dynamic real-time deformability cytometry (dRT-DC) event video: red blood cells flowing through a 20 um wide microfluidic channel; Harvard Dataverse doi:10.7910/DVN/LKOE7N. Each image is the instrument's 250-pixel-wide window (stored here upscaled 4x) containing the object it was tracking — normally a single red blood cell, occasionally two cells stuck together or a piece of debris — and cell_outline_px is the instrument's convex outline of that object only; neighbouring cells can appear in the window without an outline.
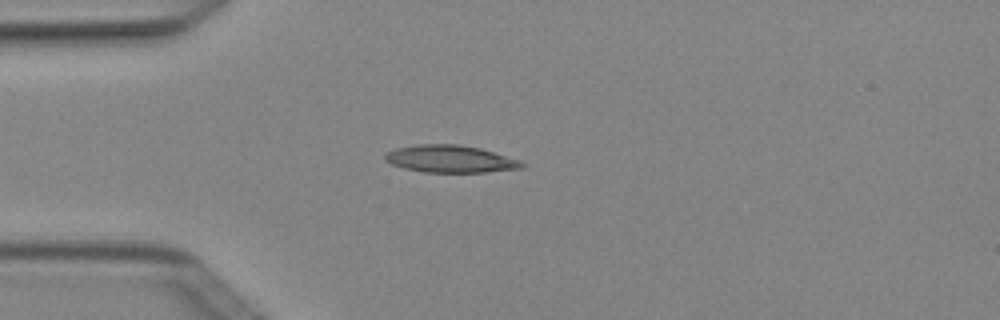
{"species": "Egyptian fruit bat (a non-hibernating species)", "species_latin": "Rousettus aegyptiacus", "temperature_condition": "cold", "stored_images_in_passage": 4, "camera_frame_rate_fps": 3000, "um_per_image_px": 0.085, "animal": {"sex": "female"}, "frame": {"image": 1, "passage_image": 4, "time_ms": 1.0, "image_size_px": [1000, 320], "cell_outline_px": [[528, 164], [524, 168], [488, 172], [424, 172], [404, 168], [392, 164], [384, 160], [384, 156], [388, 152], [396, 148], [420, 144], [460, 144], [480, 148], [520, 160]], "centroid_in_image_um": [38.32, 13.51], "position_along_channel_um": 46.7, "area_um2": 21.85}}